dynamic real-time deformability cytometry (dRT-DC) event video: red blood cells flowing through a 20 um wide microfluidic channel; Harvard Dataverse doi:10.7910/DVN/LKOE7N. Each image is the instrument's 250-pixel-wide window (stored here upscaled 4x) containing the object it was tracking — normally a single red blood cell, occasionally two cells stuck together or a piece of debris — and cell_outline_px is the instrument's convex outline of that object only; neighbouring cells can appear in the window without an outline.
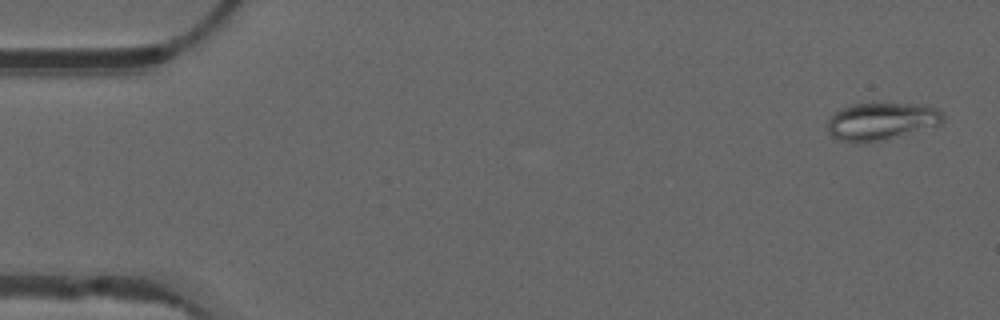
{"species": "common noctule bat (a hibernating species)", "species_latin": "Nyctalus noctula", "temperature_condition": "warm", "stored_images_in_passage": 49, "camera_frame_rate_fps": 3000, "um_per_image_px": 0.085, "animal": {"sex": "male", "forearm_length_mm": 52.5}, "frame": {"image": 1, "passage_image": 2, "time_ms": 0.333, "image_size_px": [1000, 320], "cell_outline_px": [[944, 120], [940, 124], [884, 140], [856, 144], [840, 140], [832, 136], [828, 132], [828, 116], [840, 108], [852, 104], [872, 100], [924, 104], [940, 108], [944, 116]], "centroid_in_image_um": [74.9, 10.25], "position_along_channel_um": 10.1, "area_um2": 26.47}}
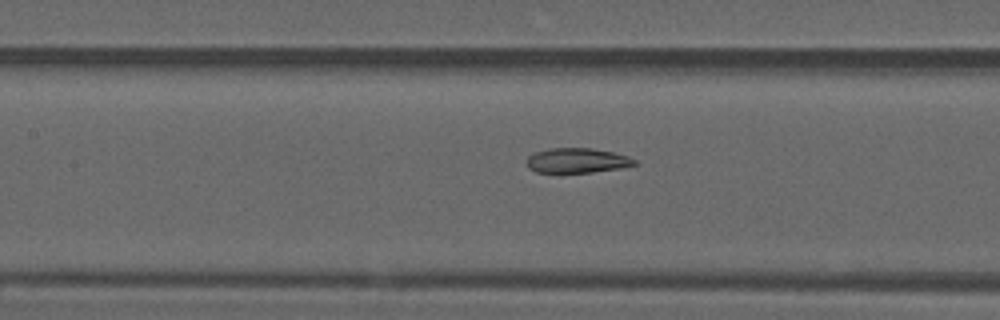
{"frame": {"image": 2, "passage_image": 24, "time_ms": 7.667, "image_size_px": [1000, 320], "cell_outline_px": [[636, 164], [620, 168], [592, 172], [556, 176], [536, 172], [528, 168], [528, 156], [536, 152], [548, 148], [592, 148], [612, 152], [628, 156], [636, 160]], "centroid_in_image_um": [48.98, 13.69], "position_along_channel_um": 158.4, "area_um2": 16.24}}
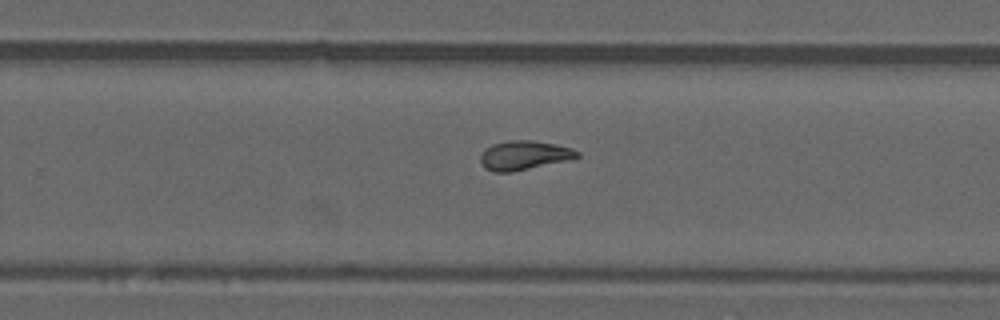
{"frame": {"image": 3, "passage_image": 34, "time_ms": 11.0, "image_size_px": [1000, 320], "cell_outline_px": [[580, 156], [576, 160], [512, 172], [492, 172], [484, 168], [480, 160], [480, 156], [484, 148], [492, 144], [508, 140], [532, 140], [556, 144], [572, 148], [580, 152]], "centroid_in_image_um": [44.6, 13.21], "position_along_channel_um": 285.2, "area_um2": 17.05}, "authors_computed_cell_mechanics": {"area_um2": 16.7042, "velocity_mm_per_s": 3.8219, "shape_relaxation_time_tau1_ms": null, "shape_relaxation_time_tau2_ms": 2.6539, "deformation_change_tau1": null, "deformation_change_tau2": 0.076}}